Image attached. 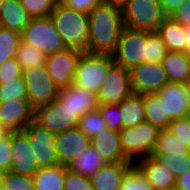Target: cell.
<instances>
[{"instance_id":"obj_16","label":"cell","mask_w":190,"mask_h":190,"mask_svg":"<svg viewBox=\"0 0 190 190\" xmlns=\"http://www.w3.org/2000/svg\"><path fill=\"white\" fill-rule=\"evenodd\" d=\"M13 159L10 171L20 175L33 176L38 170L28 135L23 132H12Z\"/></svg>"},{"instance_id":"obj_14","label":"cell","mask_w":190,"mask_h":190,"mask_svg":"<svg viewBox=\"0 0 190 190\" xmlns=\"http://www.w3.org/2000/svg\"><path fill=\"white\" fill-rule=\"evenodd\" d=\"M34 121V108L28 99L0 103V124L9 132H23Z\"/></svg>"},{"instance_id":"obj_38","label":"cell","mask_w":190,"mask_h":190,"mask_svg":"<svg viewBox=\"0 0 190 190\" xmlns=\"http://www.w3.org/2000/svg\"><path fill=\"white\" fill-rule=\"evenodd\" d=\"M3 190H34L33 177L11 171L3 173Z\"/></svg>"},{"instance_id":"obj_7","label":"cell","mask_w":190,"mask_h":190,"mask_svg":"<svg viewBox=\"0 0 190 190\" xmlns=\"http://www.w3.org/2000/svg\"><path fill=\"white\" fill-rule=\"evenodd\" d=\"M22 77L26 84L27 99L34 109L57 99L59 89L45 65L23 70Z\"/></svg>"},{"instance_id":"obj_10","label":"cell","mask_w":190,"mask_h":190,"mask_svg":"<svg viewBox=\"0 0 190 190\" xmlns=\"http://www.w3.org/2000/svg\"><path fill=\"white\" fill-rule=\"evenodd\" d=\"M24 132L28 135L38 168L52 167L60 164L56 152V135L42 128L34 121L27 125Z\"/></svg>"},{"instance_id":"obj_31","label":"cell","mask_w":190,"mask_h":190,"mask_svg":"<svg viewBox=\"0 0 190 190\" xmlns=\"http://www.w3.org/2000/svg\"><path fill=\"white\" fill-rule=\"evenodd\" d=\"M21 42V33L0 26V65L10 58L16 57Z\"/></svg>"},{"instance_id":"obj_35","label":"cell","mask_w":190,"mask_h":190,"mask_svg":"<svg viewBox=\"0 0 190 190\" xmlns=\"http://www.w3.org/2000/svg\"><path fill=\"white\" fill-rule=\"evenodd\" d=\"M15 99H27L26 84L23 77L0 84V103Z\"/></svg>"},{"instance_id":"obj_32","label":"cell","mask_w":190,"mask_h":190,"mask_svg":"<svg viewBox=\"0 0 190 190\" xmlns=\"http://www.w3.org/2000/svg\"><path fill=\"white\" fill-rule=\"evenodd\" d=\"M78 128L90 139L106 128L104 119L99 109L87 112L80 117Z\"/></svg>"},{"instance_id":"obj_9","label":"cell","mask_w":190,"mask_h":190,"mask_svg":"<svg viewBox=\"0 0 190 190\" xmlns=\"http://www.w3.org/2000/svg\"><path fill=\"white\" fill-rule=\"evenodd\" d=\"M80 117L58 99L34 109V122L54 135L78 127Z\"/></svg>"},{"instance_id":"obj_47","label":"cell","mask_w":190,"mask_h":190,"mask_svg":"<svg viewBox=\"0 0 190 190\" xmlns=\"http://www.w3.org/2000/svg\"><path fill=\"white\" fill-rule=\"evenodd\" d=\"M175 186L179 190H190V171L186 172L184 175L179 176L176 179Z\"/></svg>"},{"instance_id":"obj_54","label":"cell","mask_w":190,"mask_h":190,"mask_svg":"<svg viewBox=\"0 0 190 190\" xmlns=\"http://www.w3.org/2000/svg\"><path fill=\"white\" fill-rule=\"evenodd\" d=\"M2 4H3V0H0V11H1Z\"/></svg>"},{"instance_id":"obj_11","label":"cell","mask_w":190,"mask_h":190,"mask_svg":"<svg viewBox=\"0 0 190 190\" xmlns=\"http://www.w3.org/2000/svg\"><path fill=\"white\" fill-rule=\"evenodd\" d=\"M130 72L133 93H158L169 81L161 62H143L133 67Z\"/></svg>"},{"instance_id":"obj_29","label":"cell","mask_w":190,"mask_h":190,"mask_svg":"<svg viewBox=\"0 0 190 190\" xmlns=\"http://www.w3.org/2000/svg\"><path fill=\"white\" fill-rule=\"evenodd\" d=\"M145 108V121L159 129L169 126V121L165 118L164 99L158 93H148L143 95Z\"/></svg>"},{"instance_id":"obj_3","label":"cell","mask_w":190,"mask_h":190,"mask_svg":"<svg viewBox=\"0 0 190 190\" xmlns=\"http://www.w3.org/2000/svg\"><path fill=\"white\" fill-rule=\"evenodd\" d=\"M114 65L113 55L82 52L72 85L97 95Z\"/></svg>"},{"instance_id":"obj_30","label":"cell","mask_w":190,"mask_h":190,"mask_svg":"<svg viewBox=\"0 0 190 190\" xmlns=\"http://www.w3.org/2000/svg\"><path fill=\"white\" fill-rule=\"evenodd\" d=\"M16 60L23 70L45 65L47 55L32 45L20 42L17 48Z\"/></svg>"},{"instance_id":"obj_4","label":"cell","mask_w":190,"mask_h":190,"mask_svg":"<svg viewBox=\"0 0 190 190\" xmlns=\"http://www.w3.org/2000/svg\"><path fill=\"white\" fill-rule=\"evenodd\" d=\"M124 27L143 32H156L167 17L160 0H129L122 8Z\"/></svg>"},{"instance_id":"obj_15","label":"cell","mask_w":190,"mask_h":190,"mask_svg":"<svg viewBox=\"0 0 190 190\" xmlns=\"http://www.w3.org/2000/svg\"><path fill=\"white\" fill-rule=\"evenodd\" d=\"M55 142L59 163L66 166L91 145V139L78 127L57 134Z\"/></svg>"},{"instance_id":"obj_46","label":"cell","mask_w":190,"mask_h":190,"mask_svg":"<svg viewBox=\"0 0 190 190\" xmlns=\"http://www.w3.org/2000/svg\"><path fill=\"white\" fill-rule=\"evenodd\" d=\"M185 0H160L162 10L166 16H170Z\"/></svg>"},{"instance_id":"obj_43","label":"cell","mask_w":190,"mask_h":190,"mask_svg":"<svg viewBox=\"0 0 190 190\" xmlns=\"http://www.w3.org/2000/svg\"><path fill=\"white\" fill-rule=\"evenodd\" d=\"M168 129L176 135L178 139L185 142V145L190 147V123L187 117L173 119L169 123Z\"/></svg>"},{"instance_id":"obj_24","label":"cell","mask_w":190,"mask_h":190,"mask_svg":"<svg viewBox=\"0 0 190 190\" xmlns=\"http://www.w3.org/2000/svg\"><path fill=\"white\" fill-rule=\"evenodd\" d=\"M68 170L66 165L39 168L32 176L34 190H64L65 174Z\"/></svg>"},{"instance_id":"obj_1","label":"cell","mask_w":190,"mask_h":190,"mask_svg":"<svg viewBox=\"0 0 190 190\" xmlns=\"http://www.w3.org/2000/svg\"><path fill=\"white\" fill-rule=\"evenodd\" d=\"M88 16V52L113 55L124 28L122 9L103 2L91 10Z\"/></svg>"},{"instance_id":"obj_49","label":"cell","mask_w":190,"mask_h":190,"mask_svg":"<svg viewBox=\"0 0 190 190\" xmlns=\"http://www.w3.org/2000/svg\"><path fill=\"white\" fill-rule=\"evenodd\" d=\"M129 0H104L105 3L122 9Z\"/></svg>"},{"instance_id":"obj_5","label":"cell","mask_w":190,"mask_h":190,"mask_svg":"<svg viewBox=\"0 0 190 190\" xmlns=\"http://www.w3.org/2000/svg\"><path fill=\"white\" fill-rule=\"evenodd\" d=\"M160 129L144 121L131 128H122L119 132L120 144L124 156L133 164L135 158L151 156L156 144Z\"/></svg>"},{"instance_id":"obj_26","label":"cell","mask_w":190,"mask_h":190,"mask_svg":"<svg viewBox=\"0 0 190 190\" xmlns=\"http://www.w3.org/2000/svg\"><path fill=\"white\" fill-rule=\"evenodd\" d=\"M123 128H131L145 121L143 95L132 93L119 103Z\"/></svg>"},{"instance_id":"obj_48","label":"cell","mask_w":190,"mask_h":190,"mask_svg":"<svg viewBox=\"0 0 190 190\" xmlns=\"http://www.w3.org/2000/svg\"><path fill=\"white\" fill-rule=\"evenodd\" d=\"M184 33H185V53L190 56V26L184 27Z\"/></svg>"},{"instance_id":"obj_45","label":"cell","mask_w":190,"mask_h":190,"mask_svg":"<svg viewBox=\"0 0 190 190\" xmlns=\"http://www.w3.org/2000/svg\"><path fill=\"white\" fill-rule=\"evenodd\" d=\"M170 17L184 27L190 26V0H185Z\"/></svg>"},{"instance_id":"obj_53","label":"cell","mask_w":190,"mask_h":190,"mask_svg":"<svg viewBox=\"0 0 190 190\" xmlns=\"http://www.w3.org/2000/svg\"><path fill=\"white\" fill-rule=\"evenodd\" d=\"M166 190H179L176 186L171 187V188H167Z\"/></svg>"},{"instance_id":"obj_34","label":"cell","mask_w":190,"mask_h":190,"mask_svg":"<svg viewBox=\"0 0 190 190\" xmlns=\"http://www.w3.org/2000/svg\"><path fill=\"white\" fill-rule=\"evenodd\" d=\"M163 164L177 179L190 171V155H151Z\"/></svg>"},{"instance_id":"obj_40","label":"cell","mask_w":190,"mask_h":190,"mask_svg":"<svg viewBox=\"0 0 190 190\" xmlns=\"http://www.w3.org/2000/svg\"><path fill=\"white\" fill-rule=\"evenodd\" d=\"M13 159L12 132L0 138V172L7 173L10 171Z\"/></svg>"},{"instance_id":"obj_52","label":"cell","mask_w":190,"mask_h":190,"mask_svg":"<svg viewBox=\"0 0 190 190\" xmlns=\"http://www.w3.org/2000/svg\"><path fill=\"white\" fill-rule=\"evenodd\" d=\"M0 190H3V173L0 172Z\"/></svg>"},{"instance_id":"obj_28","label":"cell","mask_w":190,"mask_h":190,"mask_svg":"<svg viewBox=\"0 0 190 190\" xmlns=\"http://www.w3.org/2000/svg\"><path fill=\"white\" fill-rule=\"evenodd\" d=\"M190 155V147L185 145L168 128L160 129L151 155Z\"/></svg>"},{"instance_id":"obj_44","label":"cell","mask_w":190,"mask_h":190,"mask_svg":"<svg viewBox=\"0 0 190 190\" xmlns=\"http://www.w3.org/2000/svg\"><path fill=\"white\" fill-rule=\"evenodd\" d=\"M68 8L82 12L89 13L98 5L102 4L104 0H60Z\"/></svg>"},{"instance_id":"obj_37","label":"cell","mask_w":190,"mask_h":190,"mask_svg":"<svg viewBox=\"0 0 190 190\" xmlns=\"http://www.w3.org/2000/svg\"><path fill=\"white\" fill-rule=\"evenodd\" d=\"M120 190H155L144 178L141 171L134 164L122 180Z\"/></svg>"},{"instance_id":"obj_2","label":"cell","mask_w":190,"mask_h":190,"mask_svg":"<svg viewBox=\"0 0 190 190\" xmlns=\"http://www.w3.org/2000/svg\"><path fill=\"white\" fill-rule=\"evenodd\" d=\"M66 48L88 52L89 16L68 8L59 1L49 15Z\"/></svg>"},{"instance_id":"obj_6","label":"cell","mask_w":190,"mask_h":190,"mask_svg":"<svg viewBox=\"0 0 190 190\" xmlns=\"http://www.w3.org/2000/svg\"><path fill=\"white\" fill-rule=\"evenodd\" d=\"M21 41L34 46L47 56L66 49L62 36L56 31L49 16L31 18L21 32Z\"/></svg>"},{"instance_id":"obj_25","label":"cell","mask_w":190,"mask_h":190,"mask_svg":"<svg viewBox=\"0 0 190 190\" xmlns=\"http://www.w3.org/2000/svg\"><path fill=\"white\" fill-rule=\"evenodd\" d=\"M162 41L165 43L168 51H185V33L184 26L167 16L159 25L158 31Z\"/></svg>"},{"instance_id":"obj_12","label":"cell","mask_w":190,"mask_h":190,"mask_svg":"<svg viewBox=\"0 0 190 190\" xmlns=\"http://www.w3.org/2000/svg\"><path fill=\"white\" fill-rule=\"evenodd\" d=\"M82 51L66 48L47 56L46 69L58 89L73 84L75 71Z\"/></svg>"},{"instance_id":"obj_18","label":"cell","mask_w":190,"mask_h":190,"mask_svg":"<svg viewBox=\"0 0 190 190\" xmlns=\"http://www.w3.org/2000/svg\"><path fill=\"white\" fill-rule=\"evenodd\" d=\"M91 145L107 163H132L122 152L118 131L104 128L91 139Z\"/></svg>"},{"instance_id":"obj_17","label":"cell","mask_w":190,"mask_h":190,"mask_svg":"<svg viewBox=\"0 0 190 190\" xmlns=\"http://www.w3.org/2000/svg\"><path fill=\"white\" fill-rule=\"evenodd\" d=\"M158 95L164 99L165 118L169 122L190 113L185 84L168 82Z\"/></svg>"},{"instance_id":"obj_42","label":"cell","mask_w":190,"mask_h":190,"mask_svg":"<svg viewBox=\"0 0 190 190\" xmlns=\"http://www.w3.org/2000/svg\"><path fill=\"white\" fill-rule=\"evenodd\" d=\"M64 190H93V186L90 178L71 172L68 169L65 174Z\"/></svg>"},{"instance_id":"obj_13","label":"cell","mask_w":190,"mask_h":190,"mask_svg":"<svg viewBox=\"0 0 190 190\" xmlns=\"http://www.w3.org/2000/svg\"><path fill=\"white\" fill-rule=\"evenodd\" d=\"M133 93L130 72L121 66L114 65L97 94L99 105L119 104Z\"/></svg>"},{"instance_id":"obj_20","label":"cell","mask_w":190,"mask_h":190,"mask_svg":"<svg viewBox=\"0 0 190 190\" xmlns=\"http://www.w3.org/2000/svg\"><path fill=\"white\" fill-rule=\"evenodd\" d=\"M136 162L137 168L155 190H166L175 186L174 175L155 157L148 156Z\"/></svg>"},{"instance_id":"obj_39","label":"cell","mask_w":190,"mask_h":190,"mask_svg":"<svg viewBox=\"0 0 190 190\" xmlns=\"http://www.w3.org/2000/svg\"><path fill=\"white\" fill-rule=\"evenodd\" d=\"M98 109L101 112L106 127L120 132L123 124L119 104L99 105Z\"/></svg>"},{"instance_id":"obj_21","label":"cell","mask_w":190,"mask_h":190,"mask_svg":"<svg viewBox=\"0 0 190 190\" xmlns=\"http://www.w3.org/2000/svg\"><path fill=\"white\" fill-rule=\"evenodd\" d=\"M133 163H106L91 177L93 190H120L125 173Z\"/></svg>"},{"instance_id":"obj_55","label":"cell","mask_w":190,"mask_h":190,"mask_svg":"<svg viewBox=\"0 0 190 190\" xmlns=\"http://www.w3.org/2000/svg\"><path fill=\"white\" fill-rule=\"evenodd\" d=\"M189 120V123H190V113L186 116Z\"/></svg>"},{"instance_id":"obj_41","label":"cell","mask_w":190,"mask_h":190,"mask_svg":"<svg viewBox=\"0 0 190 190\" xmlns=\"http://www.w3.org/2000/svg\"><path fill=\"white\" fill-rule=\"evenodd\" d=\"M23 69L15 57L0 65V84L22 77Z\"/></svg>"},{"instance_id":"obj_51","label":"cell","mask_w":190,"mask_h":190,"mask_svg":"<svg viewBox=\"0 0 190 190\" xmlns=\"http://www.w3.org/2000/svg\"><path fill=\"white\" fill-rule=\"evenodd\" d=\"M9 131L6 130L1 124H0V138L4 135H6Z\"/></svg>"},{"instance_id":"obj_36","label":"cell","mask_w":190,"mask_h":190,"mask_svg":"<svg viewBox=\"0 0 190 190\" xmlns=\"http://www.w3.org/2000/svg\"><path fill=\"white\" fill-rule=\"evenodd\" d=\"M60 0H20L31 18L48 17Z\"/></svg>"},{"instance_id":"obj_23","label":"cell","mask_w":190,"mask_h":190,"mask_svg":"<svg viewBox=\"0 0 190 190\" xmlns=\"http://www.w3.org/2000/svg\"><path fill=\"white\" fill-rule=\"evenodd\" d=\"M31 17L22 7L20 0H3L0 11V26L21 33Z\"/></svg>"},{"instance_id":"obj_22","label":"cell","mask_w":190,"mask_h":190,"mask_svg":"<svg viewBox=\"0 0 190 190\" xmlns=\"http://www.w3.org/2000/svg\"><path fill=\"white\" fill-rule=\"evenodd\" d=\"M161 65L169 82L185 84L190 80V56L185 52L169 51Z\"/></svg>"},{"instance_id":"obj_19","label":"cell","mask_w":190,"mask_h":190,"mask_svg":"<svg viewBox=\"0 0 190 190\" xmlns=\"http://www.w3.org/2000/svg\"><path fill=\"white\" fill-rule=\"evenodd\" d=\"M57 99L79 117L99 107L96 94H92L76 85L59 89Z\"/></svg>"},{"instance_id":"obj_8","label":"cell","mask_w":190,"mask_h":190,"mask_svg":"<svg viewBox=\"0 0 190 190\" xmlns=\"http://www.w3.org/2000/svg\"><path fill=\"white\" fill-rule=\"evenodd\" d=\"M145 57L146 32L124 27L113 54L115 65L131 70L145 62Z\"/></svg>"},{"instance_id":"obj_50","label":"cell","mask_w":190,"mask_h":190,"mask_svg":"<svg viewBox=\"0 0 190 190\" xmlns=\"http://www.w3.org/2000/svg\"><path fill=\"white\" fill-rule=\"evenodd\" d=\"M185 88H186V94H187V99H188V104L190 107V81L185 83Z\"/></svg>"},{"instance_id":"obj_27","label":"cell","mask_w":190,"mask_h":190,"mask_svg":"<svg viewBox=\"0 0 190 190\" xmlns=\"http://www.w3.org/2000/svg\"><path fill=\"white\" fill-rule=\"evenodd\" d=\"M107 162L100 156L96 149L90 145L84 152L77 156L70 164L68 169L71 172L90 178Z\"/></svg>"},{"instance_id":"obj_33","label":"cell","mask_w":190,"mask_h":190,"mask_svg":"<svg viewBox=\"0 0 190 190\" xmlns=\"http://www.w3.org/2000/svg\"><path fill=\"white\" fill-rule=\"evenodd\" d=\"M168 52L165 43L157 31L146 32L145 62H161Z\"/></svg>"}]
</instances>
